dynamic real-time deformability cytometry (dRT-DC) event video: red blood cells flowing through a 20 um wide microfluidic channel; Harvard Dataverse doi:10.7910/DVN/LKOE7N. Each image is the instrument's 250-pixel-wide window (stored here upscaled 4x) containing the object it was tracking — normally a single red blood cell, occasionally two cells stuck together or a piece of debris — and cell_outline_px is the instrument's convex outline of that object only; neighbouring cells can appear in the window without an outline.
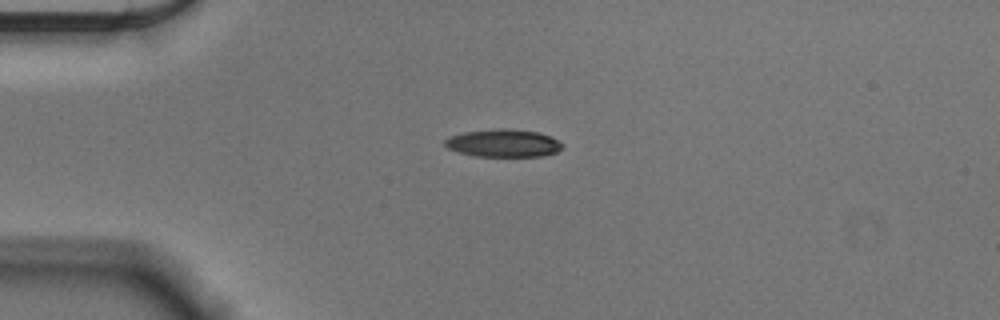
{"species": "Egyptian fruit bat (a non-hibernating species)", "species_latin": "Rousettus aegyptiacus", "temperature_condition": "cold", "stored_images_in_passage": 43, "camera_frame_rate_fps": 3000, "um_per_image_px": 0.085, "animal": {"sex": "male"}, "frame": {"image": 1, "passage_image": 1, "time_ms": 0.0, "image_size_px": [1000, 320], "cell_outline_px": [[564, 148], [556, 152], [540, 156], [476, 156], [460, 152], [448, 148], [444, 144], [444, 140], [448, 136], [464, 132], [500, 128], [508, 128], [536, 132], [552, 136], [560, 140], [564, 144]], "centroid_in_image_um": [42.82, 12.16], "position_along_channel_um": 42.2, "area_um2": 19.07}}
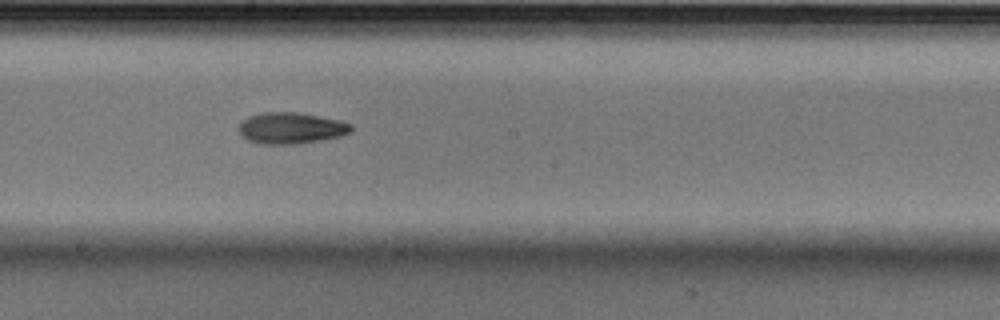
{"frame": {"image": 2, "passage_image": 18, "time_ms": 5.667, "image_size_px": [1000, 320], "cell_outline_px": [[352, 132], [340, 136], [320, 140], [296, 144], [260, 144], [248, 140], [240, 136], [236, 128], [240, 120], [248, 116], [264, 112], [296, 112], [340, 120], [352, 124]], "centroid_in_image_um": [24.67, 10.89], "position_along_channel_um": 223.5, "area_um2": 20.81}}
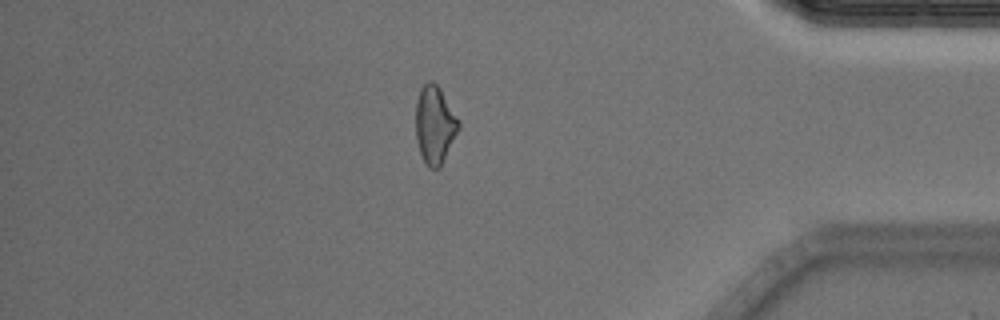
{"frame": {"image": 3, "passage_image": 35, "time_ms": 11.333, "image_size_px": [1000, 320], "cell_outline_px": [[460, 128], [440, 168], [428, 168], [420, 152], [416, 140], [416, 100], [420, 88], [428, 80], [432, 80], [440, 88], [460, 120]], "centroid_in_image_um": [36.96, 10.59], "position_along_channel_um": 398.2, "area_um2": 19.65}, "authors_computed_cell_mechanics": {"area_um2": 19.7676, "velocity_mm_per_s": 3.6232, "shape_relaxation_time_tau1_ms": 5.0791, "shape_relaxation_time_tau2_ms": 6.9217, "deformation_change_tau1": 0.1377, "deformation_change_tau2": 0.1611}}